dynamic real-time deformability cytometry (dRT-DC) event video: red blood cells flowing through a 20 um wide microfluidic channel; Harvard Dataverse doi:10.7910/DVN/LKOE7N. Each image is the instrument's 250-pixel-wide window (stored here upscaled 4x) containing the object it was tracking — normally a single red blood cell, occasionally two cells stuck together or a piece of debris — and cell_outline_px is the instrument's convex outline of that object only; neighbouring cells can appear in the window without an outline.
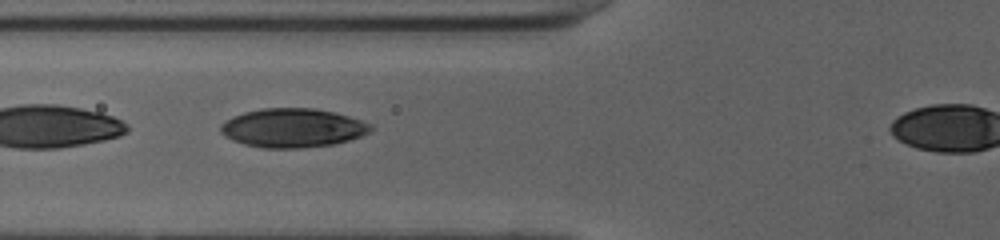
{"species": "human", "species_latin": "Homo sapiens", "temperature_condition": "cold", "stored_images_in_passage": 40, "camera_frame_rate_fps": 3000, "um_per_image_px": 0.085, "donor": {"sex": "female"}, "frame": {"image": 1, "passage_image": 14, "time_ms": 4.333, "image_size_px": [1000, 240], "cell_outline_px": [[372, 128], [368, 132], [360, 136], [348, 140], [332, 144], [300, 148], [264, 148], [244, 144], [232, 140], [224, 136], [220, 132], [220, 124], [224, 120], [232, 116], [244, 112], [264, 108], [312, 108], [332, 112], [348, 116], [372, 124]], "centroid_in_image_um": [24.82, 10.87], "position_along_channel_um": 101.0, "area_um2": 33.93}}
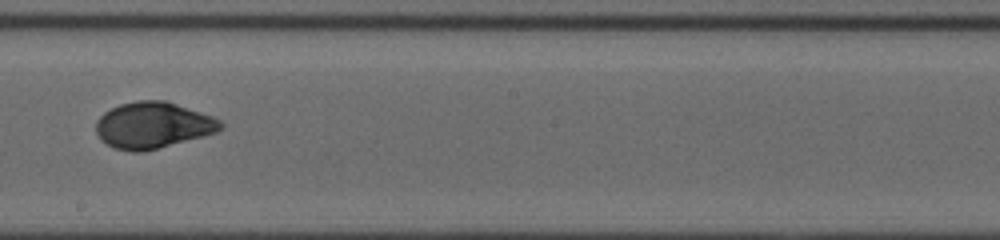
{"frame": {"image": 2, "passage_image": 24, "time_ms": 7.667, "image_size_px": [1000, 240], "cell_outline_px": [[224, 128], [216, 132], [204, 136], [144, 152], [132, 152], [116, 148], [100, 140], [96, 132], [96, 120], [104, 112], [120, 104], [136, 100], [164, 100], [212, 116], [220, 120], [224, 124]], "centroid_in_image_um": [13.0, 10.65], "position_along_channel_um": 235.2, "area_um2": 33.64}}
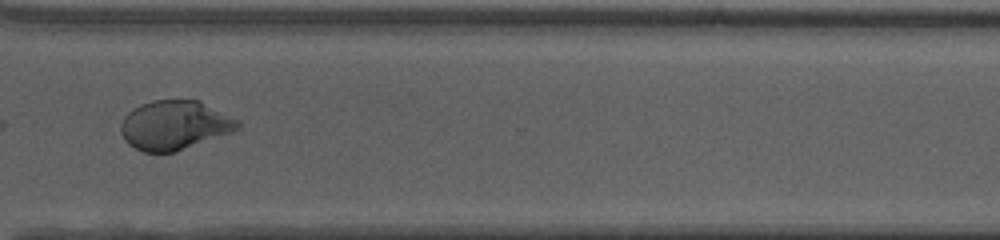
{"frame": {"image": 3, "passage_image": 33, "time_ms": 10.667, "image_size_px": [1000, 240], "cell_outline_px": [[240, 128], [232, 132], [176, 152], [144, 152], [128, 144], [124, 140], [120, 132], [120, 124], [124, 116], [132, 108], [140, 104], [152, 100], [200, 100], [240, 120]], "centroid_in_image_um": [14.83, 10.63], "position_along_channel_um": 355.8, "area_um2": 33.87}}